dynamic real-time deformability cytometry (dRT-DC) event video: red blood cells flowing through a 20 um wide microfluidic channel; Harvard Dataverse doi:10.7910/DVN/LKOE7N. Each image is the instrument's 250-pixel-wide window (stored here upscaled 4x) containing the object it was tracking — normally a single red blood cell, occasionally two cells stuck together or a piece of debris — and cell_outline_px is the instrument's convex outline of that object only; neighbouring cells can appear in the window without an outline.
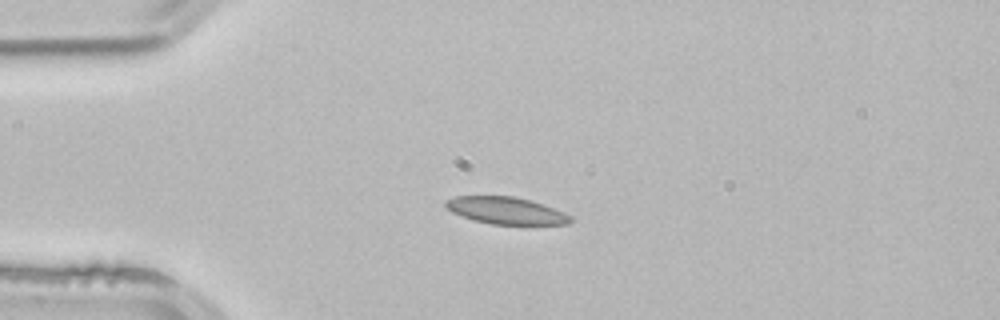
{"species": "common noctule bat (a hibernating species)", "species_latin": "Nyctalus noctula", "temperature_condition": "room temperature", "stored_images_in_passage": 17, "camera_frame_rate_fps": 3000, "um_per_image_px": 0.085, "animal": {"sex": "male", "body_mass_g": 21.5, "forearm_length_mm": 52.0}, "frame": {"image": 1, "passage_image": 12, "time_ms": 3.667, "image_size_px": [1000, 320], "cell_outline_px": [[572, 220], [568, 224], [492, 224], [472, 220], [452, 212], [444, 204], [444, 200], [456, 196], [516, 196], [532, 200], [544, 204], [564, 212], [572, 216]], "centroid_in_image_um": [43.01, 17.89], "position_along_channel_um": 42.0, "area_um2": 19.77}}